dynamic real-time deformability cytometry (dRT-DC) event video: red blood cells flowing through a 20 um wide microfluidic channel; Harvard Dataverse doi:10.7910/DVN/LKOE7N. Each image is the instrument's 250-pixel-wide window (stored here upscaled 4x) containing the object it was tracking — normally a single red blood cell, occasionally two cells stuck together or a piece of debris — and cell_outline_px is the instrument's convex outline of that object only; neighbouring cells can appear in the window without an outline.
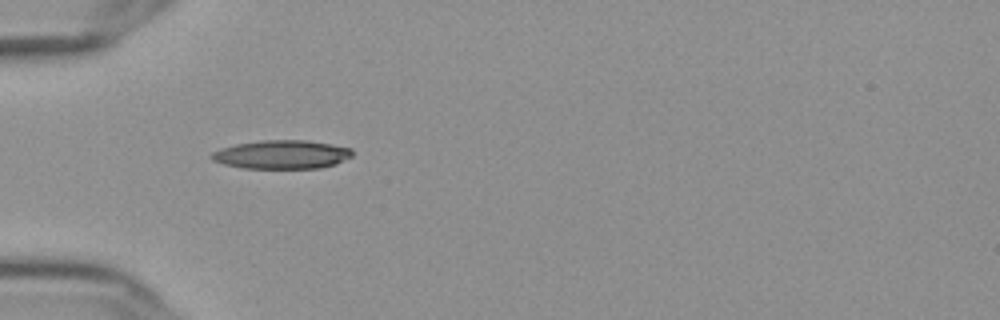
{"species": "Egyptian fruit bat (a non-hibernating species)", "species_latin": "Rousettus aegyptiacus", "temperature_condition": "cold", "stored_images_in_passage": 39, "camera_frame_rate_fps": 3000, "um_per_image_px": 0.085, "frame": {"image": 1, "passage_image": 1, "time_ms": 0.0, "image_size_px": [1000, 320], "cell_outline_px": [[352, 156], [336, 164], [320, 168], [244, 168], [224, 164], [212, 160], [208, 156], [212, 152], [220, 148], [236, 144], [260, 140], [308, 140], [332, 144], [352, 148]], "centroid_in_image_um": [23.94, 13.13], "position_along_channel_um": 61.1, "area_um2": 23.64}}
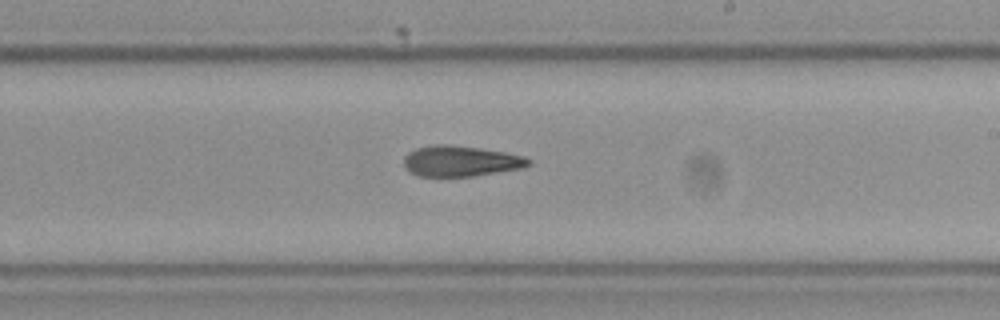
{"frame": {"image": 2, "passage_image": 17, "time_ms": 5.333, "image_size_px": [1000, 320], "cell_outline_px": [[532, 164], [520, 168], [472, 176], [420, 176], [412, 172], [404, 164], [404, 156], [408, 152], [416, 148], [432, 144], [452, 144], [480, 148], [504, 152], [524, 156], [532, 160]], "centroid_in_image_um": [39.16, 13.67], "position_along_channel_um": 249.8, "area_um2": 22.2}}
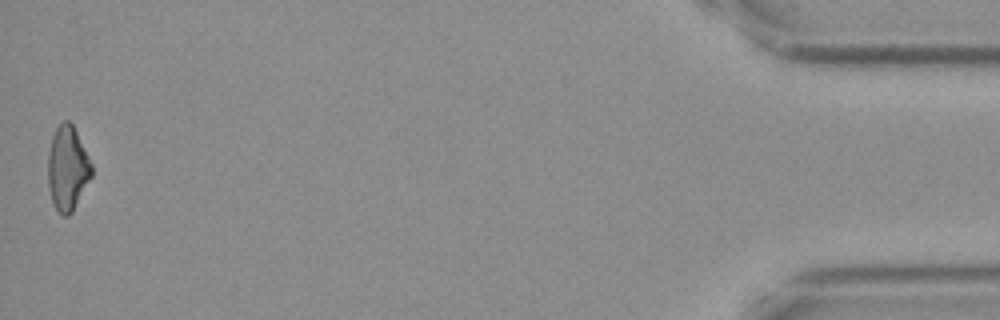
{"frame": {"image": 3, "passage_image": 39, "time_ms": 12.667, "image_size_px": [1000, 320], "cell_outline_px": [[92, 176], [72, 212], [68, 216], [64, 216], [56, 208], [52, 200], [48, 188], [48, 152], [52, 136], [56, 128], [64, 120], [68, 120], [72, 124], [92, 164]], "centroid_in_image_um": [5.73, 14.31], "position_along_channel_um": 429.5, "area_um2": 21.27}, "authors_computed_cell_mechanics": {"area_um2": 22.7732, "velocity_mm_per_s": 3.6211, "shape_relaxation_time_tau1_ms": 10.3214, "shape_relaxation_time_tau2_ms": 7.7896, "deformation_change_tau1": 0.2026, "deformation_change_tau2": 0.1855}}